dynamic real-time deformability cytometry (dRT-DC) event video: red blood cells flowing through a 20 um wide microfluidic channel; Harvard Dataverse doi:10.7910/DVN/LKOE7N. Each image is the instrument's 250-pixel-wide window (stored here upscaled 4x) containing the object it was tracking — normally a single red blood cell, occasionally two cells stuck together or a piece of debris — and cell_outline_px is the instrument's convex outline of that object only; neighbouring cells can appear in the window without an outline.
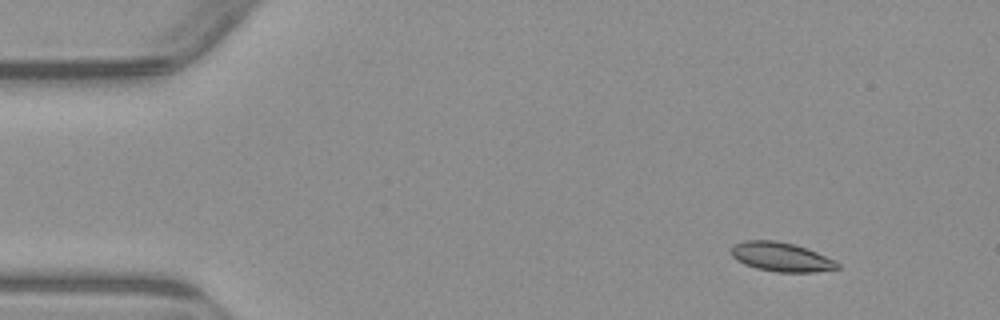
{"species": "common noctule bat (a hibernating species)", "species_latin": "Nyctalus noctula", "temperature_condition": "warm", "stored_images_in_passage": 4, "camera_frame_rate_fps": 3000, "um_per_image_px": 0.085, "animal": {"sex": "male", "body_mass_g": 23.1, "forearm_length_mm": 52.7}, "frame": {"image": 1, "passage_image": 1, "time_ms": 0.0, "image_size_px": [1000, 320], "cell_outline_px": [[840, 268], [816, 272], [776, 272], [756, 268], [744, 264], [736, 260], [732, 256], [728, 248], [732, 244], [744, 240], [776, 240], [808, 248], [836, 260], [840, 264]], "centroid_in_image_um": [66.37, 21.83], "position_along_channel_um": 18.6, "area_um2": 18.44}}
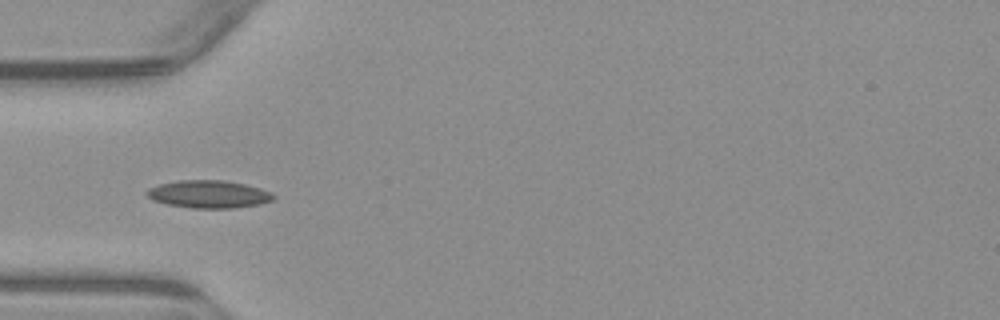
{"frame": {"image": 2, "passage_image": 4, "time_ms": 3.667, "image_size_px": [1000, 320], "cell_outline_px": [[276, 196], [272, 200], [260, 204], [232, 208], [192, 208], [168, 204], [152, 200], [144, 192], [148, 188], [156, 184], [180, 180], [224, 180], [244, 184], [260, 188], [272, 192]], "centroid_in_image_um": [17.72, 16.5], "position_along_channel_um": 67.3, "area_um2": 20.52}}